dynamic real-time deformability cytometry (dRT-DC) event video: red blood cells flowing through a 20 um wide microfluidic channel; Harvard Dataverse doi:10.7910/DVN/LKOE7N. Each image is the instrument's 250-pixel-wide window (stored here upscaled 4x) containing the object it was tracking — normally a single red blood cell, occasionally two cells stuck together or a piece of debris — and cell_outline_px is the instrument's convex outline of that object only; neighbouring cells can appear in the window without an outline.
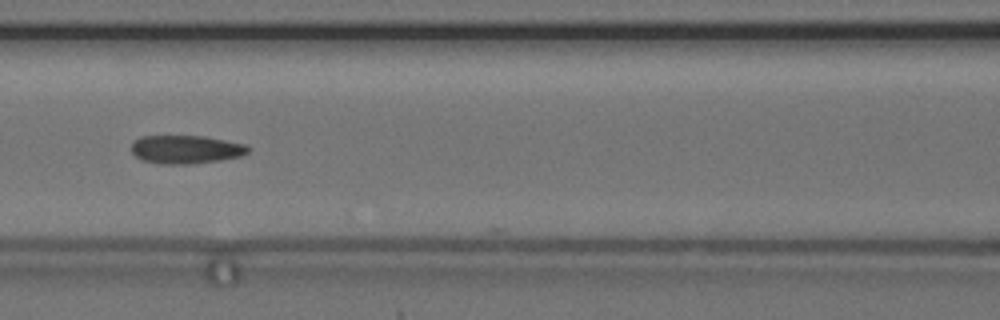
{"species": "common noctule bat (a hibernating species)", "species_latin": "Nyctalus noctula", "temperature_condition": "cold", "stored_images_in_passage": 11, "camera_frame_rate_fps": 3000, "um_per_image_px": 0.085, "animal": {"sex": "female", "body_mass_g": 24.6, "forearm_length_mm": 56.2}, "frame": {"image": 1, "passage_image": 7, "time_ms": 8.0, "image_size_px": [1000, 320], "cell_outline_px": [[252, 148], [248, 152], [240, 156], [220, 160], [192, 164], [160, 164], [140, 160], [132, 152], [132, 144], [140, 136], [204, 136], [244, 144]], "centroid_in_image_um": [15.79, 12.71], "position_along_channel_um": 150.8, "area_um2": 19.31}}